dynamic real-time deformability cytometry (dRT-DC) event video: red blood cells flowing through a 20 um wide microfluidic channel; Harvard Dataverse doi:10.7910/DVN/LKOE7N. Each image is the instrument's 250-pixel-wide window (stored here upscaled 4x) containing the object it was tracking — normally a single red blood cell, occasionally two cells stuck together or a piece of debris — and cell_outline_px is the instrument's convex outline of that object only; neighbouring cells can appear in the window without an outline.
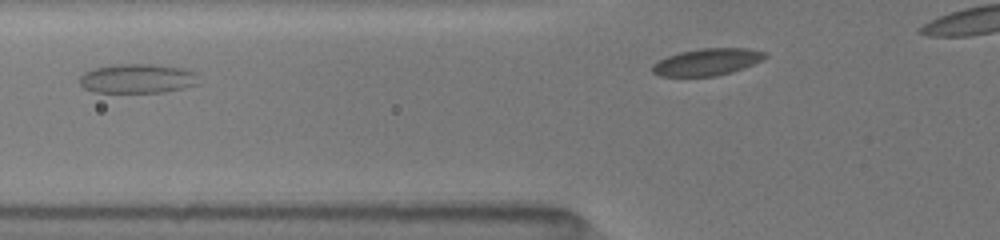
{"species": "common noctule bat (a hibernating species)", "species_latin": "Nyctalus noctula", "temperature_condition": "room temperature", "stored_images_in_passage": 9, "camera_frame_rate_fps": 3000, "um_per_image_px": 0.085, "animal": {"sex": "female", "body_mass_g": 19.5, "forearm_length_mm": 54.1}, "frame": {"image": 1, "passage_image": 3, "time_ms": 1.0, "image_size_px": [1000, 240], "cell_outline_px": [[200, 84], [184, 88], [164, 92], [92, 92], [84, 88], [80, 84], [80, 76], [84, 72], [96, 68], [116, 64], [148, 64], [184, 68], [196, 72]], "centroid_in_image_um": [11.72, 6.68], "position_along_channel_um": 114.1, "area_um2": 20.46}}
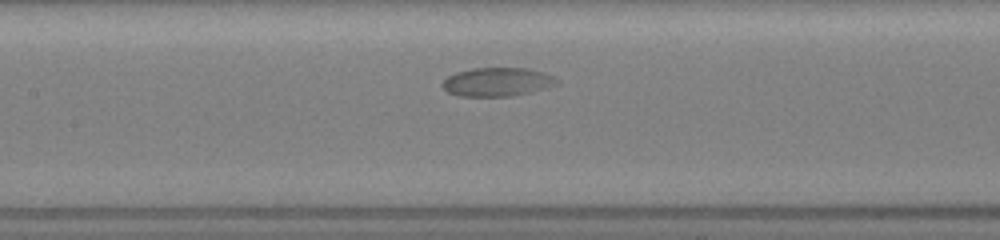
{"frame": {"image": 2, "passage_image": 7, "time_ms": 2.333, "image_size_px": [1000, 240], "cell_outline_px": [[560, 84], [512, 96], [460, 96], [448, 92], [440, 84], [448, 76], [456, 72], [472, 68], [528, 68], [544, 72], [560, 80]], "centroid_in_image_um": [42.28, 6.95], "position_along_channel_um": 165.1, "area_um2": 19.13}}